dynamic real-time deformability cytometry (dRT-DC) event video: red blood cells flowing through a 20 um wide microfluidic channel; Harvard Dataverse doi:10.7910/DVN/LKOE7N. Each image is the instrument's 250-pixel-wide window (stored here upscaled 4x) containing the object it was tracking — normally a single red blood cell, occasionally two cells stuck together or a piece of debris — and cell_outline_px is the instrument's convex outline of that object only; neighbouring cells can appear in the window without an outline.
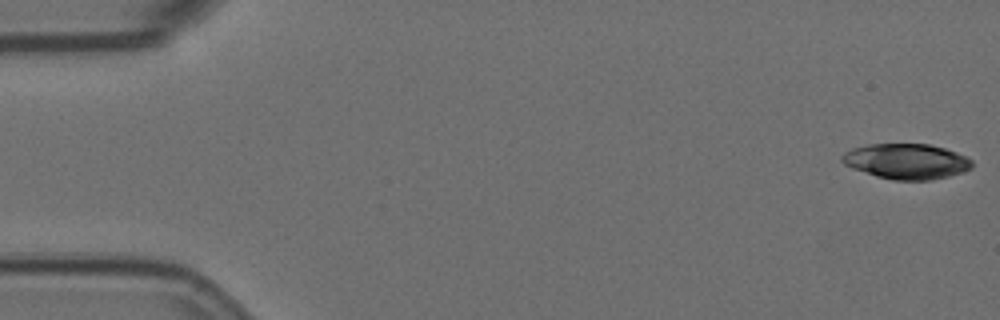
{"species": "Egyptian fruit bat (a non-hibernating species)", "species_latin": "Rousettus aegyptiacus", "temperature_condition": "room temperature", "stored_images_in_passage": 43, "camera_frame_rate_fps": 3000, "um_per_image_px": 0.085, "animal": {"sex": "female"}, "frame": {"image": 1, "passage_image": 1, "time_ms": 0.0, "image_size_px": [1000, 320], "cell_outline_px": [[972, 168], [964, 172], [948, 176], [928, 180], [892, 180], [876, 176], [852, 168], [844, 164], [840, 160], [840, 156], [844, 152], [852, 148], [868, 144], [928, 144], [944, 148], [956, 152], [972, 160]], "centroid_in_image_um": [77.02, 13.71], "position_along_channel_um": 8.0, "area_um2": 26.82}}
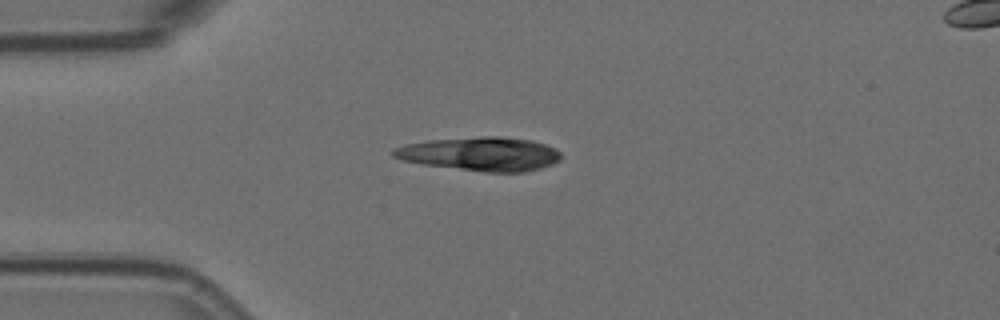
{"frame": {"image": 2, "passage_image": 14, "time_ms": 4.333, "image_size_px": [1000, 320], "cell_outline_px": [[560, 160], [552, 164], [540, 168], [524, 172], [484, 172], [420, 164], [404, 160], [392, 156], [388, 152], [392, 148], [408, 144], [428, 140], [480, 136], [500, 136], [532, 140], [556, 148], [560, 152]], "centroid_in_image_um": [40.81, 13.08], "position_along_channel_um": 44.2, "area_um2": 33.23}, "authors_computed_cell_mechanics": {"area_um2": 18.3226, "velocity_mm_per_s": 3.5792, "shape_relaxation_time_tau1_ms": 1.836, "shape_relaxation_time_tau2_ms": null, "deformation_change_tau1": 0.208, "deformation_change_tau2": null}}